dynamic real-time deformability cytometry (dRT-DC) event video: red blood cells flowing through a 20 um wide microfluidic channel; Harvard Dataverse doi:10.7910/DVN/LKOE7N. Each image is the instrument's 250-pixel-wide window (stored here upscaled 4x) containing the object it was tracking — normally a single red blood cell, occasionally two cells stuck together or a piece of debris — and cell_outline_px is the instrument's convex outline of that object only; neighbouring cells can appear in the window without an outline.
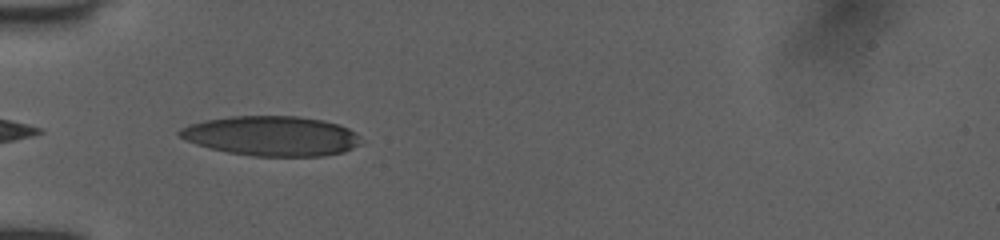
{"species": "human", "species_latin": "Homo sapiens", "temperature_condition": "room temperature", "stored_images_in_passage": 34, "camera_frame_rate_fps": 3000, "um_per_image_px": 0.085, "donor": {"sex": "female"}, "frame": {"image": 1, "passage_image": 1, "time_ms": 0.0, "image_size_px": [1000, 240], "cell_outline_px": [[360, 144], [344, 152], [320, 156], [252, 156], [228, 152], [208, 148], [196, 144], [180, 136], [176, 132], [180, 128], [204, 120], [232, 116], [300, 116], [324, 120], [348, 128], [356, 132], [360, 136]], "centroid_in_image_um": [23.09, 11.55], "position_along_channel_um": 61.9, "area_um2": 42.08}}
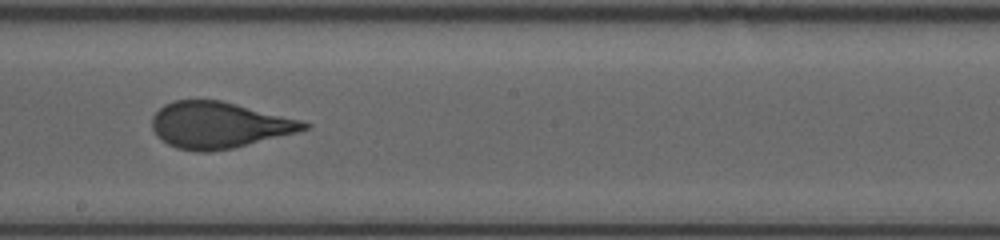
{"frame": {"image": 2, "passage_image": 14, "time_ms": 4.333, "image_size_px": [1000, 240], "cell_outline_px": [[312, 124], [308, 128], [296, 132], [232, 148], [208, 152], [196, 152], [176, 148], [160, 140], [156, 136], [152, 128], [152, 116], [164, 104], [172, 100], [220, 100], [300, 120]], "centroid_in_image_um": [18.54, 10.63], "position_along_channel_um": 229.7, "area_um2": 40.69}}
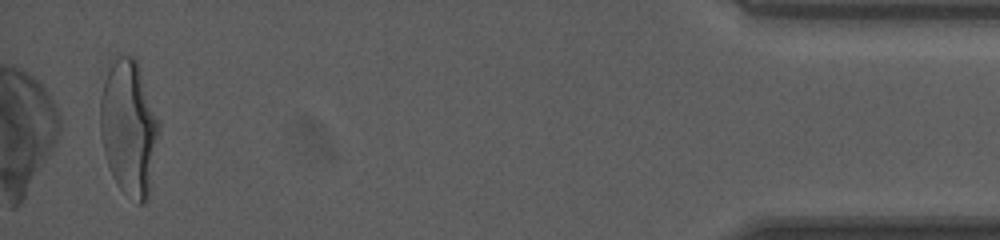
{"frame": {"image": 3, "passage_image": 34, "time_ms": 11.0, "image_size_px": [1000, 240], "cell_outline_px": [[160, 132], [148, 200], [144, 204], [136, 204], [120, 188], [112, 176], [104, 152], [100, 136], [100, 100], [108, 60], [116, 56], [136, 56], [160, 124]], "centroid_in_image_um": [10.95, 10.84], "position_along_channel_um": 424.2, "area_um2": 47.16}, "authors_computed_cell_mechanics": {"area_um2": 41.2403, "velocity_mm_per_s": 4.0122, "shape_relaxation_time_tau1_ms": 4.5426, "shape_relaxation_time_tau2_ms": null, "deformation_change_tau1": 0.2004, "deformation_change_tau2": null}}